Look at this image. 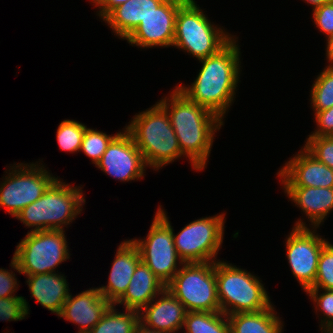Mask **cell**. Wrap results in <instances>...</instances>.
Returning a JSON list of instances; mask_svg holds the SVG:
<instances>
[{
  "label": "cell",
  "instance_id": "obj_1",
  "mask_svg": "<svg viewBox=\"0 0 333 333\" xmlns=\"http://www.w3.org/2000/svg\"><path fill=\"white\" fill-rule=\"evenodd\" d=\"M234 37L217 54L199 60L202 68L191 85L175 86L188 99L216 114L222 121L234 103L240 74V47ZM235 95V96H234Z\"/></svg>",
  "mask_w": 333,
  "mask_h": 333
},
{
  "label": "cell",
  "instance_id": "obj_2",
  "mask_svg": "<svg viewBox=\"0 0 333 333\" xmlns=\"http://www.w3.org/2000/svg\"><path fill=\"white\" fill-rule=\"evenodd\" d=\"M162 97L159 104L166 110L184 157L193 170L206 168L216 131L224 125L216 114L188 99L176 87Z\"/></svg>",
  "mask_w": 333,
  "mask_h": 333
},
{
  "label": "cell",
  "instance_id": "obj_3",
  "mask_svg": "<svg viewBox=\"0 0 333 333\" xmlns=\"http://www.w3.org/2000/svg\"><path fill=\"white\" fill-rule=\"evenodd\" d=\"M124 129L133 138L147 167L155 171L184 156L169 116L158 102L135 114Z\"/></svg>",
  "mask_w": 333,
  "mask_h": 333
},
{
  "label": "cell",
  "instance_id": "obj_4",
  "mask_svg": "<svg viewBox=\"0 0 333 333\" xmlns=\"http://www.w3.org/2000/svg\"><path fill=\"white\" fill-rule=\"evenodd\" d=\"M86 202L81 186H71L57 178L44 194L22 209L16 219L30 232L63 230L81 213ZM66 225V226H65Z\"/></svg>",
  "mask_w": 333,
  "mask_h": 333
},
{
  "label": "cell",
  "instance_id": "obj_5",
  "mask_svg": "<svg viewBox=\"0 0 333 333\" xmlns=\"http://www.w3.org/2000/svg\"><path fill=\"white\" fill-rule=\"evenodd\" d=\"M195 0H186L175 19L173 45L197 60L217 54L235 35L212 23Z\"/></svg>",
  "mask_w": 333,
  "mask_h": 333
},
{
  "label": "cell",
  "instance_id": "obj_6",
  "mask_svg": "<svg viewBox=\"0 0 333 333\" xmlns=\"http://www.w3.org/2000/svg\"><path fill=\"white\" fill-rule=\"evenodd\" d=\"M217 297L221 312L225 315L258 312L273 303L256 275L227 263L215 261Z\"/></svg>",
  "mask_w": 333,
  "mask_h": 333
},
{
  "label": "cell",
  "instance_id": "obj_7",
  "mask_svg": "<svg viewBox=\"0 0 333 333\" xmlns=\"http://www.w3.org/2000/svg\"><path fill=\"white\" fill-rule=\"evenodd\" d=\"M65 230L29 232L16 246L11 268L19 274L54 273L59 265L70 259Z\"/></svg>",
  "mask_w": 333,
  "mask_h": 333
},
{
  "label": "cell",
  "instance_id": "obj_8",
  "mask_svg": "<svg viewBox=\"0 0 333 333\" xmlns=\"http://www.w3.org/2000/svg\"><path fill=\"white\" fill-rule=\"evenodd\" d=\"M166 288L188 312H221L215 262L183 263Z\"/></svg>",
  "mask_w": 333,
  "mask_h": 333
},
{
  "label": "cell",
  "instance_id": "obj_9",
  "mask_svg": "<svg viewBox=\"0 0 333 333\" xmlns=\"http://www.w3.org/2000/svg\"><path fill=\"white\" fill-rule=\"evenodd\" d=\"M159 206L154 214L149 233L144 239H131L137 246L141 261L167 285L179 271V266L184 263L176 251L173 232L167 213Z\"/></svg>",
  "mask_w": 333,
  "mask_h": 333
},
{
  "label": "cell",
  "instance_id": "obj_10",
  "mask_svg": "<svg viewBox=\"0 0 333 333\" xmlns=\"http://www.w3.org/2000/svg\"><path fill=\"white\" fill-rule=\"evenodd\" d=\"M36 163L13 164L0 183V207L12 217L39 199L58 178L51 175L43 163Z\"/></svg>",
  "mask_w": 333,
  "mask_h": 333
},
{
  "label": "cell",
  "instance_id": "obj_11",
  "mask_svg": "<svg viewBox=\"0 0 333 333\" xmlns=\"http://www.w3.org/2000/svg\"><path fill=\"white\" fill-rule=\"evenodd\" d=\"M226 213L194 220L184 226L173 240L184 263L215 262L222 247ZM216 259V260H215Z\"/></svg>",
  "mask_w": 333,
  "mask_h": 333
},
{
  "label": "cell",
  "instance_id": "obj_12",
  "mask_svg": "<svg viewBox=\"0 0 333 333\" xmlns=\"http://www.w3.org/2000/svg\"><path fill=\"white\" fill-rule=\"evenodd\" d=\"M312 230L305 221L299 219L285 239L291 272L305 292L314 286L319 256L328 242L316 233V228Z\"/></svg>",
  "mask_w": 333,
  "mask_h": 333
},
{
  "label": "cell",
  "instance_id": "obj_13",
  "mask_svg": "<svg viewBox=\"0 0 333 333\" xmlns=\"http://www.w3.org/2000/svg\"><path fill=\"white\" fill-rule=\"evenodd\" d=\"M96 167L123 182L142 179L147 169L142 153L125 129L110 142Z\"/></svg>",
  "mask_w": 333,
  "mask_h": 333
},
{
  "label": "cell",
  "instance_id": "obj_14",
  "mask_svg": "<svg viewBox=\"0 0 333 333\" xmlns=\"http://www.w3.org/2000/svg\"><path fill=\"white\" fill-rule=\"evenodd\" d=\"M186 0H165L124 39L141 48L170 47L174 42L175 19Z\"/></svg>",
  "mask_w": 333,
  "mask_h": 333
},
{
  "label": "cell",
  "instance_id": "obj_15",
  "mask_svg": "<svg viewBox=\"0 0 333 333\" xmlns=\"http://www.w3.org/2000/svg\"><path fill=\"white\" fill-rule=\"evenodd\" d=\"M277 172L283 187H333V169L318 161L304 147Z\"/></svg>",
  "mask_w": 333,
  "mask_h": 333
},
{
  "label": "cell",
  "instance_id": "obj_16",
  "mask_svg": "<svg viewBox=\"0 0 333 333\" xmlns=\"http://www.w3.org/2000/svg\"><path fill=\"white\" fill-rule=\"evenodd\" d=\"M112 304L98 288H89L75 296L70 293L58 317L78 325L77 333H88Z\"/></svg>",
  "mask_w": 333,
  "mask_h": 333
},
{
  "label": "cell",
  "instance_id": "obj_17",
  "mask_svg": "<svg viewBox=\"0 0 333 333\" xmlns=\"http://www.w3.org/2000/svg\"><path fill=\"white\" fill-rule=\"evenodd\" d=\"M187 312L185 306L166 288L139 312L140 322L159 332L177 333L183 328Z\"/></svg>",
  "mask_w": 333,
  "mask_h": 333
},
{
  "label": "cell",
  "instance_id": "obj_18",
  "mask_svg": "<svg viewBox=\"0 0 333 333\" xmlns=\"http://www.w3.org/2000/svg\"><path fill=\"white\" fill-rule=\"evenodd\" d=\"M106 286L98 287L102 296L115 304L127 291L137 264L141 261L137 246L131 239L121 242L116 250Z\"/></svg>",
  "mask_w": 333,
  "mask_h": 333
},
{
  "label": "cell",
  "instance_id": "obj_19",
  "mask_svg": "<svg viewBox=\"0 0 333 333\" xmlns=\"http://www.w3.org/2000/svg\"><path fill=\"white\" fill-rule=\"evenodd\" d=\"M283 190L311 222L310 228H319L333 210V187H283Z\"/></svg>",
  "mask_w": 333,
  "mask_h": 333
},
{
  "label": "cell",
  "instance_id": "obj_20",
  "mask_svg": "<svg viewBox=\"0 0 333 333\" xmlns=\"http://www.w3.org/2000/svg\"><path fill=\"white\" fill-rule=\"evenodd\" d=\"M65 274L57 271L54 273H43L26 275V283L31 296L35 301L52 313L59 316L65 301L70 293Z\"/></svg>",
  "mask_w": 333,
  "mask_h": 333
},
{
  "label": "cell",
  "instance_id": "obj_21",
  "mask_svg": "<svg viewBox=\"0 0 333 333\" xmlns=\"http://www.w3.org/2000/svg\"><path fill=\"white\" fill-rule=\"evenodd\" d=\"M166 289L151 269L140 261L132 275L130 284L124 295L114 304L124 306V309L141 311L151 300Z\"/></svg>",
  "mask_w": 333,
  "mask_h": 333
},
{
  "label": "cell",
  "instance_id": "obj_22",
  "mask_svg": "<svg viewBox=\"0 0 333 333\" xmlns=\"http://www.w3.org/2000/svg\"><path fill=\"white\" fill-rule=\"evenodd\" d=\"M165 0H129L113 9L104 19L113 33L125 39L149 14Z\"/></svg>",
  "mask_w": 333,
  "mask_h": 333
},
{
  "label": "cell",
  "instance_id": "obj_23",
  "mask_svg": "<svg viewBox=\"0 0 333 333\" xmlns=\"http://www.w3.org/2000/svg\"><path fill=\"white\" fill-rule=\"evenodd\" d=\"M273 304L258 312L228 315L230 333H282L284 323Z\"/></svg>",
  "mask_w": 333,
  "mask_h": 333
},
{
  "label": "cell",
  "instance_id": "obj_24",
  "mask_svg": "<svg viewBox=\"0 0 333 333\" xmlns=\"http://www.w3.org/2000/svg\"><path fill=\"white\" fill-rule=\"evenodd\" d=\"M115 308L116 305L112 304L88 333H134L140 322L139 311L125 309L121 313Z\"/></svg>",
  "mask_w": 333,
  "mask_h": 333
},
{
  "label": "cell",
  "instance_id": "obj_25",
  "mask_svg": "<svg viewBox=\"0 0 333 333\" xmlns=\"http://www.w3.org/2000/svg\"><path fill=\"white\" fill-rule=\"evenodd\" d=\"M183 330L184 333H230V324L222 312H187Z\"/></svg>",
  "mask_w": 333,
  "mask_h": 333
},
{
  "label": "cell",
  "instance_id": "obj_26",
  "mask_svg": "<svg viewBox=\"0 0 333 333\" xmlns=\"http://www.w3.org/2000/svg\"><path fill=\"white\" fill-rule=\"evenodd\" d=\"M309 96L314 113L333 107V66H325L320 72Z\"/></svg>",
  "mask_w": 333,
  "mask_h": 333
},
{
  "label": "cell",
  "instance_id": "obj_27",
  "mask_svg": "<svg viewBox=\"0 0 333 333\" xmlns=\"http://www.w3.org/2000/svg\"><path fill=\"white\" fill-rule=\"evenodd\" d=\"M87 126L75 120L62 121L56 132L60 150L65 152H80L81 143Z\"/></svg>",
  "mask_w": 333,
  "mask_h": 333
},
{
  "label": "cell",
  "instance_id": "obj_28",
  "mask_svg": "<svg viewBox=\"0 0 333 333\" xmlns=\"http://www.w3.org/2000/svg\"><path fill=\"white\" fill-rule=\"evenodd\" d=\"M115 135H108L102 131L94 130L91 128H86L84 132V137L81 143L80 151L84 152L89 158H91L92 163L96 164L100 161L102 155L107 150L110 142L120 133Z\"/></svg>",
  "mask_w": 333,
  "mask_h": 333
},
{
  "label": "cell",
  "instance_id": "obj_29",
  "mask_svg": "<svg viewBox=\"0 0 333 333\" xmlns=\"http://www.w3.org/2000/svg\"><path fill=\"white\" fill-rule=\"evenodd\" d=\"M310 289L333 290V244L329 241L321 250L314 286Z\"/></svg>",
  "mask_w": 333,
  "mask_h": 333
},
{
  "label": "cell",
  "instance_id": "obj_30",
  "mask_svg": "<svg viewBox=\"0 0 333 333\" xmlns=\"http://www.w3.org/2000/svg\"><path fill=\"white\" fill-rule=\"evenodd\" d=\"M319 290L324 293H320ZM305 293L310 296L311 301L313 300V303L316 305V313H318L317 310H320L319 312L323 314V317L320 319L321 332L333 327V290L309 289Z\"/></svg>",
  "mask_w": 333,
  "mask_h": 333
},
{
  "label": "cell",
  "instance_id": "obj_31",
  "mask_svg": "<svg viewBox=\"0 0 333 333\" xmlns=\"http://www.w3.org/2000/svg\"><path fill=\"white\" fill-rule=\"evenodd\" d=\"M303 147L318 161L333 169V136H309Z\"/></svg>",
  "mask_w": 333,
  "mask_h": 333
},
{
  "label": "cell",
  "instance_id": "obj_32",
  "mask_svg": "<svg viewBox=\"0 0 333 333\" xmlns=\"http://www.w3.org/2000/svg\"><path fill=\"white\" fill-rule=\"evenodd\" d=\"M26 298L22 296L0 298V321H20L29 314Z\"/></svg>",
  "mask_w": 333,
  "mask_h": 333
},
{
  "label": "cell",
  "instance_id": "obj_33",
  "mask_svg": "<svg viewBox=\"0 0 333 333\" xmlns=\"http://www.w3.org/2000/svg\"><path fill=\"white\" fill-rule=\"evenodd\" d=\"M312 19L314 25L320 32L326 35L327 38L333 35V0L323 4L315 9H312Z\"/></svg>",
  "mask_w": 333,
  "mask_h": 333
},
{
  "label": "cell",
  "instance_id": "obj_34",
  "mask_svg": "<svg viewBox=\"0 0 333 333\" xmlns=\"http://www.w3.org/2000/svg\"><path fill=\"white\" fill-rule=\"evenodd\" d=\"M314 119L317 130L308 136H333V107L316 112Z\"/></svg>",
  "mask_w": 333,
  "mask_h": 333
},
{
  "label": "cell",
  "instance_id": "obj_35",
  "mask_svg": "<svg viewBox=\"0 0 333 333\" xmlns=\"http://www.w3.org/2000/svg\"><path fill=\"white\" fill-rule=\"evenodd\" d=\"M15 275L12 270L0 268V298L16 297L14 292L19 285Z\"/></svg>",
  "mask_w": 333,
  "mask_h": 333
},
{
  "label": "cell",
  "instance_id": "obj_36",
  "mask_svg": "<svg viewBox=\"0 0 333 333\" xmlns=\"http://www.w3.org/2000/svg\"><path fill=\"white\" fill-rule=\"evenodd\" d=\"M129 0H90L99 11L97 15L103 20L113 9Z\"/></svg>",
  "mask_w": 333,
  "mask_h": 333
},
{
  "label": "cell",
  "instance_id": "obj_37",
  "mask_svg": "<svg viewBox=\"0 0 333 333\" xmlns=\"http://www.w3.org/2000/svg\"><path fill=\"white\" fill-rule=\"evenodd\" d=\"M326 39V59L329 62L328 66H333V35Z\"/></svg>",
  "mask_w": 333,
  "mask_h": 333
},
{
  "label": "cell",
  "instance_id": "obj_38",
  "mask_svg": "<svg viewBox=\"0 0 333 333\" xmlns=\"http://www.w3.org/2000/svg\"><path fill=\"white\" fill-rule=\"evenodd\" d=\"M134 333H163L157 330L146 327L143 323L139 322L136 325Z\"/></svg>",
  "mask_w": 333,
  "mask_h": 333
},
{
  "label": "cell",
  "instance_id": "obj_39",
  "mask_svg": "<svg viewBox=\"0 0 333 333\" xmlns=\"http://www.w3.org/2000/svg\"><path fill=\"white\" fill-rule=\"evenodd\" d=\"M304 1V0H303ZM307 1V2H306ZM332 0H305L306 3L312 5L311 7L313 9L319 7V6H322L323 4H326V3H329L331 2Z\"/></svg>",
  "mask_w": 333,
  "mask_h": 333
},
{
  "label": "cell",
  "instance_id": "obj_40",
  "mask_svg": "<svg viewBox=\"0 0 333 333\" xmlns=\"http://www.w3.org/2000/svg\"><path fill=\"white\" fill-rule=\"evenodd\" d=\"M322 333H333V327L325 329Z\"/></svg>",
  "mask_w": 333,
  "mask_h": 333
}]
</instances>
